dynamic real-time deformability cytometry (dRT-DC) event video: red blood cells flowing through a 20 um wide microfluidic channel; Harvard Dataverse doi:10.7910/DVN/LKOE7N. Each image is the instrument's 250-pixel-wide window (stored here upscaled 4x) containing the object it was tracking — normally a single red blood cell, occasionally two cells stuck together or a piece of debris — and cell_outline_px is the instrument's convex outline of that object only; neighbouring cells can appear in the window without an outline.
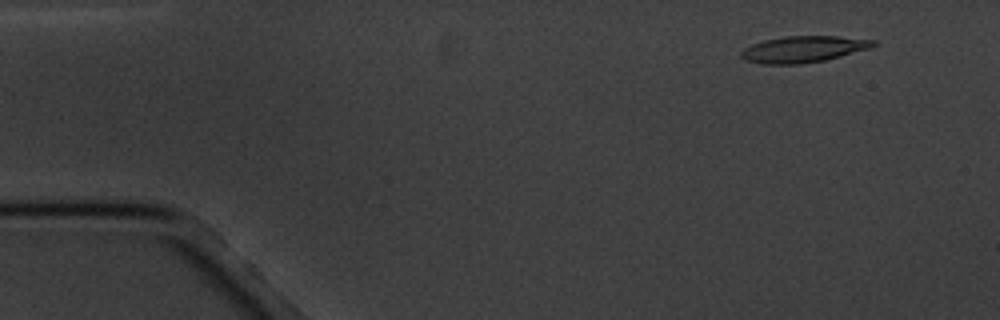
{"species": "common noctule bat (a hibernating species)", "species_latin": "Nyctalus noctula", "temperature_condition": "cold", "stored_images_in_passage": 4, "camera_frame_rate_fps": 3000, "um_per_image_px": 0.085, "animal": {"sex": "male", "body_mass_g": 20.1, "forearm_length_mm": 53.5}, "frame": {"image": 1, "passage_image": 2, "time_ms": 1.0, "image_size_px": [1000, 320], "cell_outline_px": [[876, 44], [868, 48], [840, 56], [824, 60], [800, 64], [760, 64], [744, 60], [740, 56], [740, 52], [744, 48], [752, 44], [764, 40], [784, 36], [836, 36], [876, 40]], "centroid_in_image_um": [68.22, 4.18], "position_along_channel_um": 16.8, "area_um2": 20.23}}
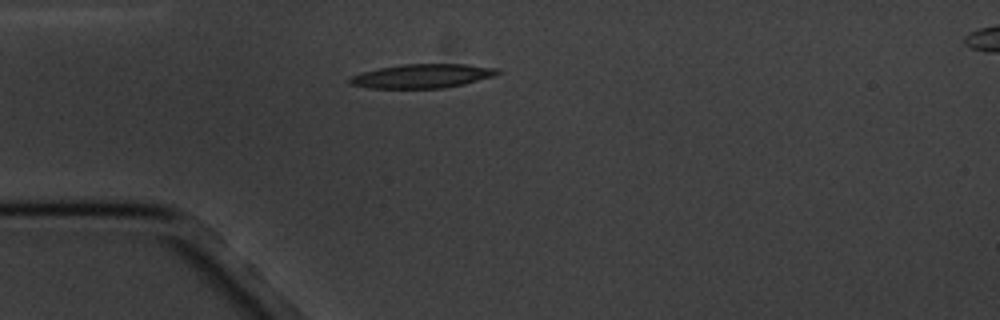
{"frame": {"image": 2, "passage_image": 4, "time_ms": 4.333, "image_size_px": [1000, 320], "cell_outline_px": [[504, 72], [496, 76], [464, 84], [444, 88], [368, 88], [352, 84], [348, 80], [352, 76], [364, 72], [380, 68], [404, 64], [468, 64], [500, 68]], "centroid_in_image_um": [36.02, 6.46], "position_along_channel_um": 49.0, "area_um2": 20.75}}